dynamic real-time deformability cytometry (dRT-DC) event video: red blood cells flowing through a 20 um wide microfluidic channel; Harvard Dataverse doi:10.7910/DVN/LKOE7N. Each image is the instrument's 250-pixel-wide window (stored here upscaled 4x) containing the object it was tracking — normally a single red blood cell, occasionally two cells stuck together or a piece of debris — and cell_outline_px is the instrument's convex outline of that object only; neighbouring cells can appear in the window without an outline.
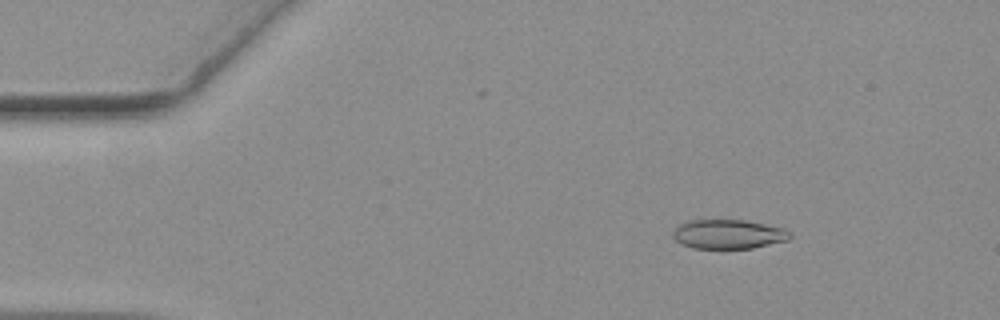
{"species": "common noctule bat (a hibernating species)", "species_latin": "Nyctalus noctula", "temperature_condition": "warm", "stored_images_in_passage": 57, "camera_frame_rate_fps": 3000, "um_per_image_px": 0.085, "animal": {"sex": "female", "body_mass_g": 19.3, "forearm_length_mm": 54.1}, "frame": {"image": 1, "passage_image": 8, "time_ms": 2.333, "image_size_px": [1000, 320], "cell_outline_px": [[792, 236], [788, 240], [752, 248], [692, 248], [676, 240], [672, 236], [672, 232], [680, 224], [692, 220], [744, 220], [784, 228], [792, 232]], "centroid_in_image_um": [61.94, 19.9], "position_along_channel_um": 23.1, "area_um2": 19.83}}
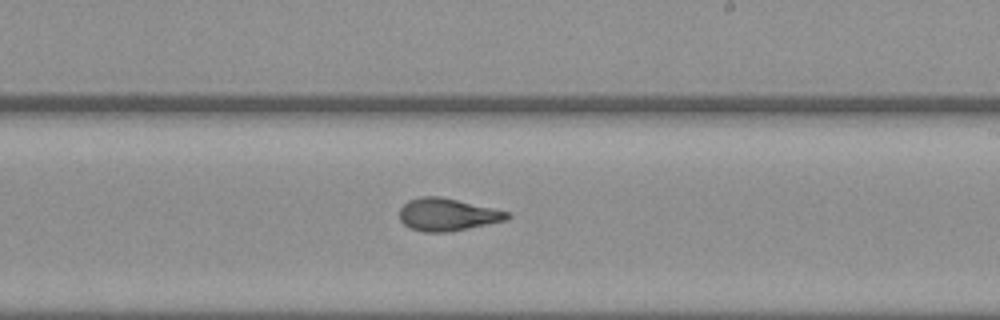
{"frame": {"image": 2, "passage_image": 33, "time_ms": 10.667, "image_size_px": [1000, 320], "cell_outline_px": [[512, 216], [508, 220], [448, 232], [424, 232], [412, 228], [404, 224], [400, 220], [400, 208], [408, 200], [420, 196], [440, 196], [492, 208], [508, 212]], "centroid_in_image_um": [38.02, 18.23], "position_along_channel_um": 251.0, "area_um2": 20.29}}
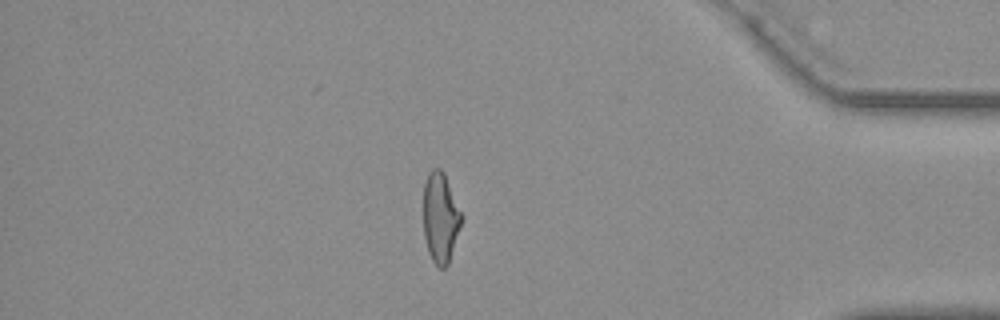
{"frame": {"image": 3, "passage_image": 48, "time_ms": 15.667, "image_size_px": [1000, 320], "cell_outline_px": [[464, 216], [448, 264], [444, 268], [440, 268], [432, 260], [428, 252], [424, 236], [424, 184], [428, 172], [432, 168], [440, 168], [444, 172]], "centroid_in_image_um": [37.45, 18.47], "position_along_channel_um": 397.7, "area_um2": 20.17}, "authors_computed_cell_mechanics": {"area_um2": 20.7502, "velocity_mm_per_s": 3.6663, "shape_relaxation_time_tau1_ms": 8.3469, "shape_relaxation_time_tau2_ms": 1.3898, "deformation_change_tau1": 0.2366, "deformation_change_tau2": 0.0846}}